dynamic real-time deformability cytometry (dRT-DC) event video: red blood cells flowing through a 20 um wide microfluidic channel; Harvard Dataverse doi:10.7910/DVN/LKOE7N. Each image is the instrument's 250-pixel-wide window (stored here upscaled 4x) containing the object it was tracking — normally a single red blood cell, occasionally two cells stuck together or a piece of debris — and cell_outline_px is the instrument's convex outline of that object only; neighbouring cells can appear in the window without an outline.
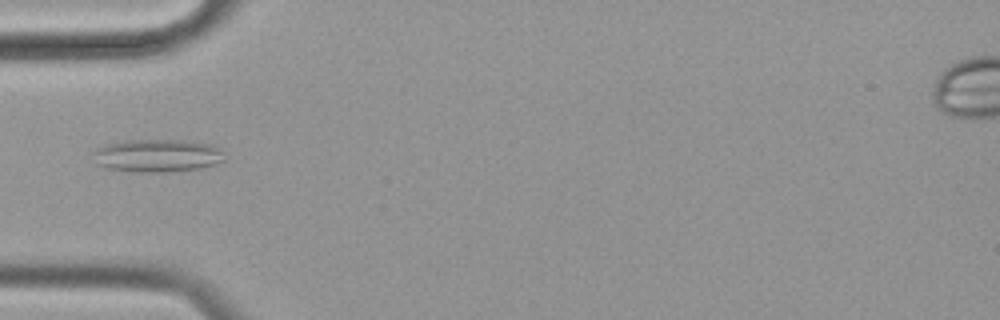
{"species": "common noctule bat (a hibernating species)", "species_latin": "Nyctalus noctula", "temperature_condition": "cold", "stored_images_in_passage": 7, "camera_frame_rate_fps": 3000, "um_per_image_px": 0.085, "animal": {"sex": "female", "body_mass_g": 19.9}, "frame": {"image": 1, "passage_image": 1, "time_ms": 0.0, "image_size_px": [1000, 320], "cell_outline_px": [[224, 160], [216, 164], [200, 168], [168, 172], [132, 172], [104, 168], [96, 164], [92, 152], [96, 148], [104, 144], [124, 140], [192, 140], [216, 144]], "centroid_in_image_um": [13.33, 13.22], "position_along_channel_um": 71.7, "area_um2": 25.66}}